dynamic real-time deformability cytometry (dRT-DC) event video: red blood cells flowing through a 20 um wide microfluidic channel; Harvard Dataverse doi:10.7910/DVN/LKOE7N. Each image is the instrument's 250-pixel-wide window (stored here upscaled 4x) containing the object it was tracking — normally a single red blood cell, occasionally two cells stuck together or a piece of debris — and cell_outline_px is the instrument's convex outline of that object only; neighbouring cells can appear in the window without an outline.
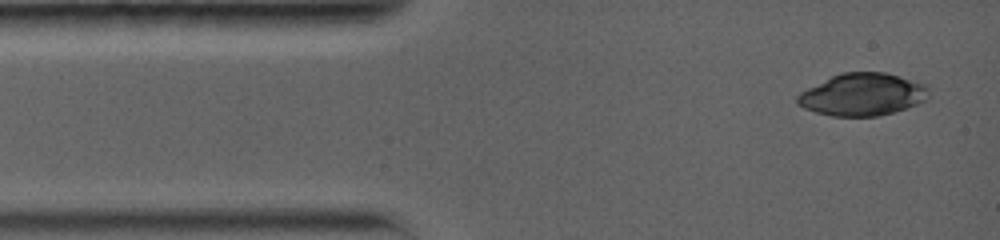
{"species": "common noctule bat (a hibernating species)", "species_latin": "Nyctalus noctula", "temperature_condition": "warm", "stored_images_in_passage": 15, "camera_frame_rate_fps": 5000, "um_per_image_px": 0.085, "animal": {"sex": "female", "body_mass_g": 19.0, "forearm_length_mm": 56.7}, "frame": {"image": 1, "passage_image": 4, "time_ms": 0.4, "image_size_px": [1000, 240], "cell_outline_px": [[928, 96], [924, 100], [908, 108], [880, 116], [832, 116], [816, 112], [804, 108], [796, 104], [796, 96], [800, 92], [840, 72], [884, 72], [928, 84]], "centroid_in_image_um": [73.31, 8.03], "position_along_channel_um": 11.7, "area_um2": 32.48}}